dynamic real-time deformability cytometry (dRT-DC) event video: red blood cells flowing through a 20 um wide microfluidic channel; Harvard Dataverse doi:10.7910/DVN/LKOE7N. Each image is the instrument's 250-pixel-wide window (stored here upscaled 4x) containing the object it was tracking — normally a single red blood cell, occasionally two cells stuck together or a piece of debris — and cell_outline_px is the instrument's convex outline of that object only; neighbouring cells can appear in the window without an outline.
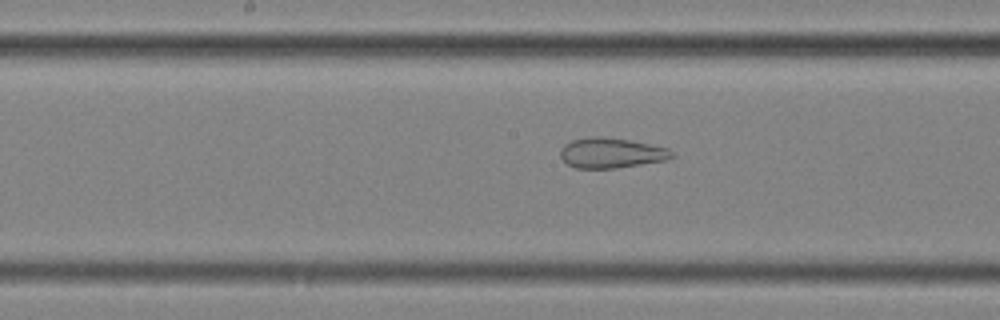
{"species": "common noctule bat (a hibernating species)", "species_latin": "Nyctalus noctula", "temperature_condition": "cold", "stored_images_in_passage": 57, "camera_frame_rate_fps": 3000, "um_per_image_px": 0.085, "animal": {"sex": "female", "body_mass_g": 25.1}, "frame": {"image": 1, "passage_image": 30, "time_ms": 9.667, "image_size_px": [1000, 320], "cell_outline_px": [[676, 156], [668, 160], [616, 168], [576, 168], [568, 164], [560, 156], [560, 148], [564, 144], [572, 140], [592, 136], [600, 136], [628, 140], [668, 148]], "centroid_in_image_um": [51.96, 13.0], "position_along_channel_um": 196.2, "area_um2": 19.59}}
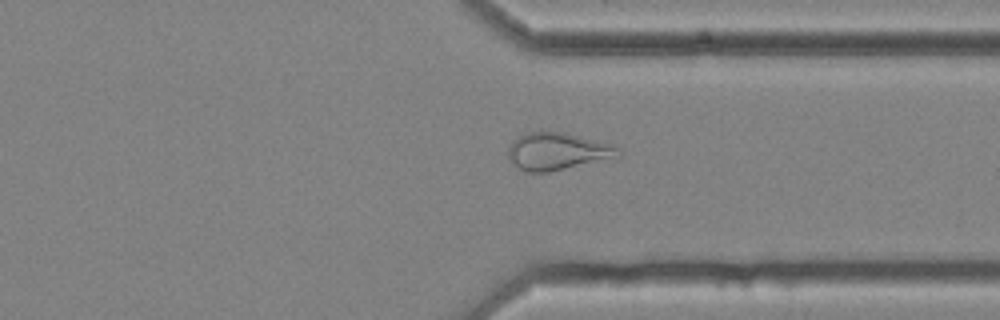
{"frame": {"image": 2, "passage_image": 44, "time_ms": 14.333, "image_size_px": [1000, 320], "cell_outline_px": [[620, 156], [548, 172], [528, 172], [520, 168], [508, 160], [508, 148], [512, 140], [528, 132], [540, 128], [560, 132], [608, 144], [620, 148]], "centroid_in_image_um": [47.29, 12.84], "position_along_channel_um": 364.1, "area_um2": 23.76}}
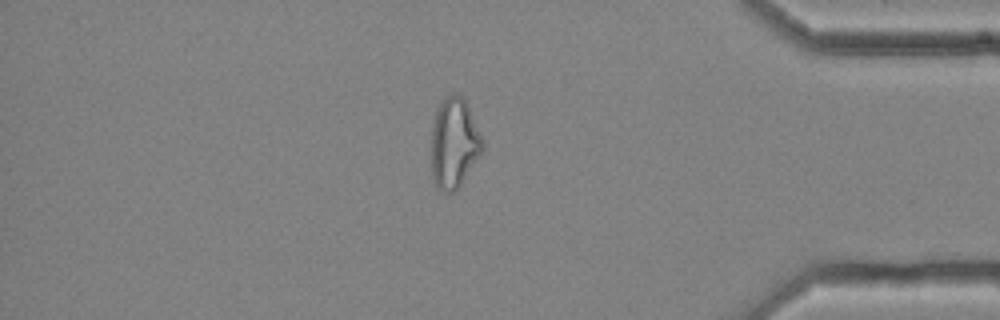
{"frame": {"image": 3, "passage_image": 49, "time_ms": 16.0, "image_size_px": [1000, 320], "cell_outline_px": [[484, 148], [480, 156], [460, 184], [452, 192], [444, 192], [436, 188], [432, 176], [432, 124], [436, 108], [440, 100], [452, 92], [456, 92], [464, 100], [484, 140]], "centroid_in_image_um": [38.58, 12.14], "position_along_channel_um": 396.6, "area_um2": 26.93}, "authors_computed_cell_mechanics": {"area_um2": 27.9174, "velocity_mm_per_s": 3.5852, "shape_relaxation_time_tau1_ms": null, "shape_relaxation_time_tau2_ms": 2.2452, "deformation_change_tau1": null, "deformation_change_tau2": 0.1161}}